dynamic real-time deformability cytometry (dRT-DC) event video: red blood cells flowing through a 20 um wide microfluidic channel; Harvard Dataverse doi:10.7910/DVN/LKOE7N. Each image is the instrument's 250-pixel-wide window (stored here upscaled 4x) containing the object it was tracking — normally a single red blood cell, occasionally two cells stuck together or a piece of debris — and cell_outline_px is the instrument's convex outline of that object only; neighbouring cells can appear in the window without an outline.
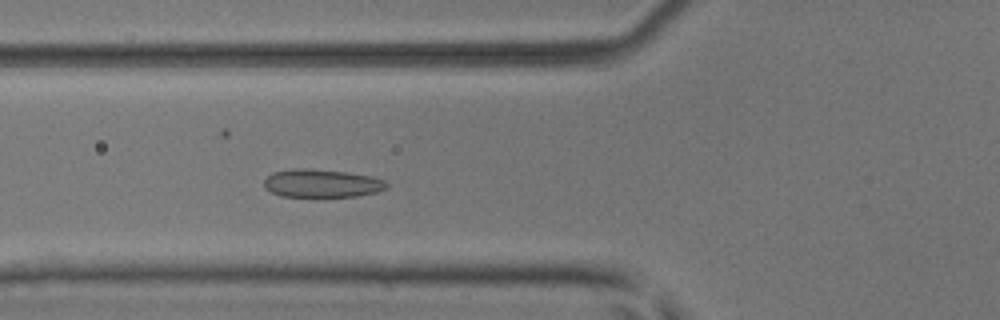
{"species": "common noctule bat (a hibernating species)", "species_latin": "Nyctalus noctula", "temperature_condition": "room temperature", "stored_images_in_passage": 53, "camera_frame_rate_fps": 3000, "um_per_image_px": 0.085, "animal": {"sex": "male", "body_mass_g": 17.9, "forearm_length_mm": 54.2}, "frame": {"image": 1, "passage_image": 20, "time_ms": 6.333, "image_size_px": [1000, 320], "cell_outline_px": [[388, 188], [376, 192], [356, 196], [280, 196], [264, 188], [264, 180], [272, 172], [292, 168], [308, 168], [344, 172], [372, 176], [384, 180], [388, 184]], "centroid_in_image_um": [27.33, 15.57], "position_along_channel_um": 98.5, "area_um2": 20.06}}
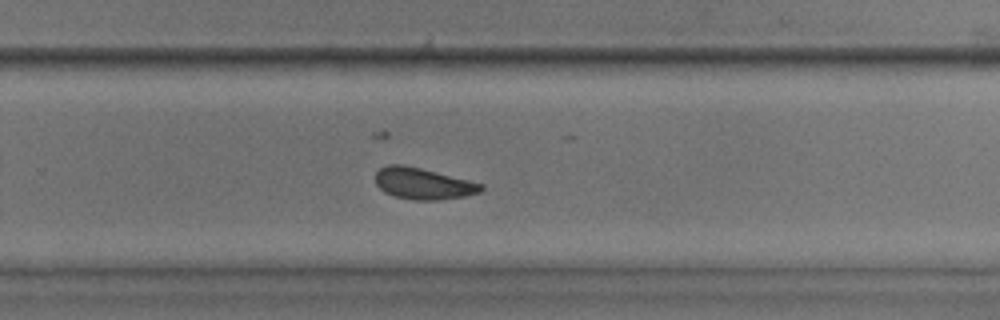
{"frame": {"image": 2, "passage_image": 35, "time_ms": 11.333, "image_size_px": [1000, 320], "cell_outline_px": [[484, 188], [480, 192], [464, 196], [440, 200], [412, 200], [396, 196], [384, 192], [376, 184], [376, 172], [380, 168], [388, 164], [404, 164], [484, 184]], "centroid_in_image_um": [35.96, 15.6], "position_along_channel_um": 293.8, "area_um2": 19.25}}
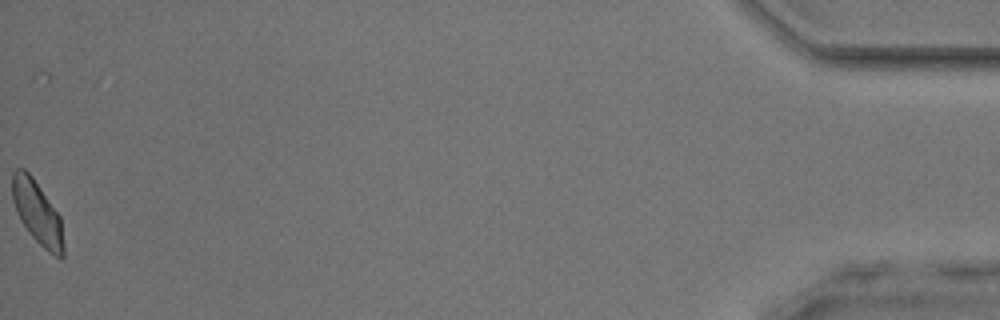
{"frame": {"image": 3, "passage_image": 53, "time_ms": 17.333, "image_size_px": [1000, 320], "cell_outline_px": [[64, 256], [60, 260], [48, 252], [28, 232], [20, 220], [16, 212], [12, 200], [12, 172], [16, 168], [24, 168], [32, 176], [60, 216], [64, 244]], "centroid_in_image_um": [3.17, 18.09], "position_along_channel_um": 432.0, "area_um2": 19.02}, "authors_computed_cell_mechanics": {"area_um2": 19.7676, "velocity_mm_per_s": 3.9215, "shape_relaxation_time_tau1_ms": 2.7424, "shape_relaxation_time_tau2_ms": 2.2565, "deformation_change_tau1": 0.0804, "deformation_change_tau2": 0.0657}}